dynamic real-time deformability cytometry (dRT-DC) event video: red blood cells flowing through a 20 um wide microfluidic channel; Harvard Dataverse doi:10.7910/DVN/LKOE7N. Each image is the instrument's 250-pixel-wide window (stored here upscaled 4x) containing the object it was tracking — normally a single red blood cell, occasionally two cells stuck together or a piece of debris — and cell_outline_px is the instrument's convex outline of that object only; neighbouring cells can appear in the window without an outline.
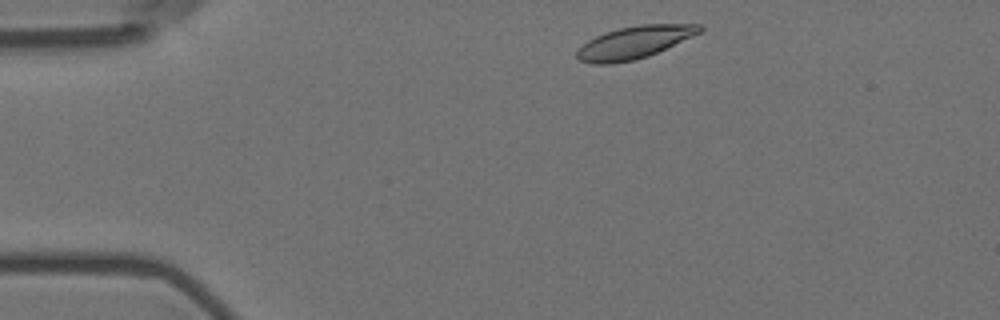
{"species": "Egyptian fruit bat (a non-hibernating species)", "species_latin": "Rousettus aegyptiacus", "temperature_condition": "room temperature", "stored_images_in_passage": 2, "camera_frame_rate_fps": 3000, "um_per_image_px": 0.085, "animal": {"sex": "female"}, "frame": {"image": 1, "passage_image": 1, "time_ms": 0.0, "image_size_px": [1000, 320], "cell_outline_px": [[704, 28], [700, 32], [692, 36], [648, 56], [632, 60], [612, 64], [592, 64], [580, 60], [576, 56], [576, 52], [588, 40], [604, 32], [620, 28], [640, 24], [700, 24]], "centroid_in_image_um": [53.9, 3.6], "position_along_channel_um": 31.1, "area_um2": 22.89}}